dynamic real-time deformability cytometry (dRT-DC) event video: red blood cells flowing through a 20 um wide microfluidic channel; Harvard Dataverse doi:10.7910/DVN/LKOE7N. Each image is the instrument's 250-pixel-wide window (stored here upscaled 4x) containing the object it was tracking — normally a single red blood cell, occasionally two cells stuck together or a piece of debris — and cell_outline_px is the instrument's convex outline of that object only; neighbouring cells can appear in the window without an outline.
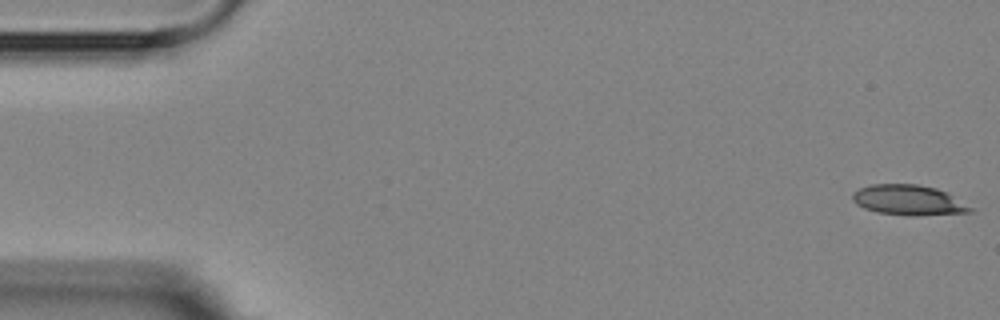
{"species": "Egyptian fruit bat (a non-hibernating species)", "species_latin": "Rousettus aegyptiacus", "temperature_condition": "room temperature", "stored_images_in_passage": 3, "camera_frame_rate_fps": 3000, "um_per_image_px": 0.085, "animal": {"sex": "female"}, "frame": {"image": 1, "passage_image": 1, "time_ms": 0.0, "image_size_px": [1000, 320], "cell_outline_px": [[972, 212], [912, 216], [908, 216], [876, 212], [864, 208], [856, 204], [852, 200], [852, 192], [860, 188], [872, 184], [916, 184], [936, 188], [944, 192], [972, 208]], "centroid_in_image_um": [77.15, 17.01], "position_along_channel_um": 7.9, "area_um2": 20.52}}